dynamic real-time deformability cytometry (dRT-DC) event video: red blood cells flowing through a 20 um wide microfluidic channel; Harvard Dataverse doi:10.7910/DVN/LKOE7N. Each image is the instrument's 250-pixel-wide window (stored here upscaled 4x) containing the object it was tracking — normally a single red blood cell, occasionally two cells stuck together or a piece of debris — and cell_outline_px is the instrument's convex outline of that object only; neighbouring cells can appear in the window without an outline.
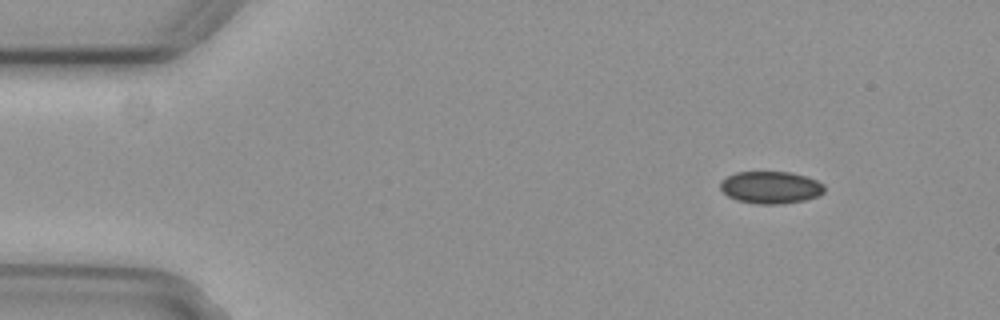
{"species": "common noctule bat (a hibernating species)", "species_latin": "Nyctalus noctula", "temperature_condition": "cold", "stored_images_in_passage": 7, "camera_frame_rate_fps": 3000, "um_per_image_px": 0.085, "animal": {"sex": "female", "body_mass_g": 29.2, "forearm_length_mm": 56.3}, "frame": {"image": 1, "passage_image": 1, "time_ms": 0.0, "image_size_px": [1000, 320], "cell_outline_px": [[824, 192], [820, 196], [804, 200], [780, 204], [756, 204], [736, 200], [728, 196], [720, 188], [720, 180], [736, 172], [792, 172], [816, 180], [824, 184]], "centroid_in_image_um": [65.51, 15.93], "position_along_channel_um": 19.5, "area_um2": 19.65}}
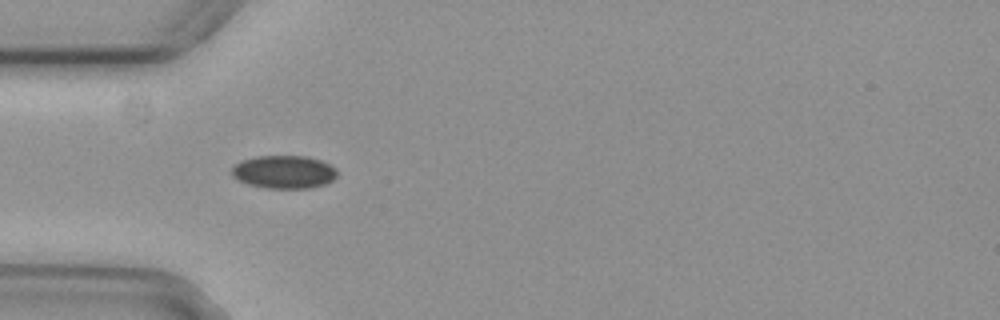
{"frame": {"image": 2, "passage_image": 4, "time_ms": 1.0, "image_size_px": [1000, 320], "cell_outline_px": [[336, 176], [332, 180], [324, 184], [308, 188], [264, 188], [248, 184], [236, 180], [232, 176], [232, 168], [240, 160], [256, 156], [304, 156], [320, 160], [336, 168]], "centroid_in_image_um": [24.09, 14.61], "position_along_channel_um": 60.9, "area_um2": 20.29}}
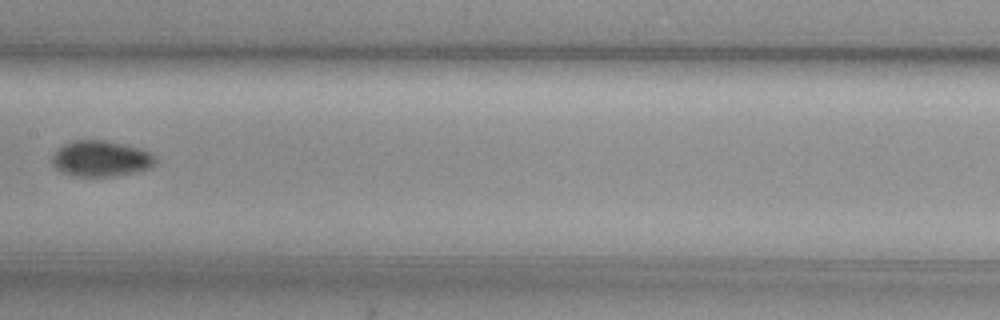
{"frame": {"image": 3, "passage_image": 7, "time_ms": 2.0, "image_size_px": [1000, 320], "cell_outline_px": [[156, 164], [152, 168], [116, 176], [72, 176], [60, 172], [48, 160], [64, 144], [72, 140], [104, 140], [124, 144], [140, 148], [152, 152], [156, 156]], "centroid_in_image_um": [8.59, 13.49], "position_along_channel_um": 198.8, "area_um2": 21.96}}